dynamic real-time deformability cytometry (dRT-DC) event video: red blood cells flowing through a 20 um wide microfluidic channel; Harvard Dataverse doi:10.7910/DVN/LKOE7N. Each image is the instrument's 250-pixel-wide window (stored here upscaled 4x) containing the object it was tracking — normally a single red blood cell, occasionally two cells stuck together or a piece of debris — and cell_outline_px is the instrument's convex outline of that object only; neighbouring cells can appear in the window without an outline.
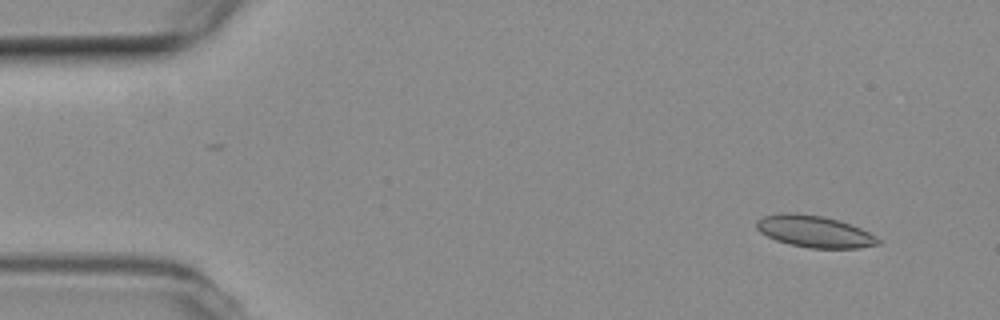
{"species": "common noctule bat (a hibernating species)", "species_latin": "Nyctalus noctula", "temperature_condition": "room temperature", "stored_images_in_passage": 54, "camera_frame_rate_fps": 3000, "um_per_image_px": 0.085, "animal": {"sex": "female", "body_mass_g": 19.3, "forearm_length_mm": 54.1}, "frame": {"image": 1, "passage_image": 5, "time_ms": 1.333, "image_size_px": [1000, 320], "cell_outline_px": [[880, 244], [860, 248], [808, 248], [788, 244], [776, 240], [760, 232], [756, 228], [756, 220], [764, 216], [780, 212], [796, 212], [824, 216], [840, 220], [860, 228], [876, 236], [880, 240]], "centroid_in_image_um": [69.21, 19.66], "position_along_channel_um": 15.8, "area_um2": 22.77}}
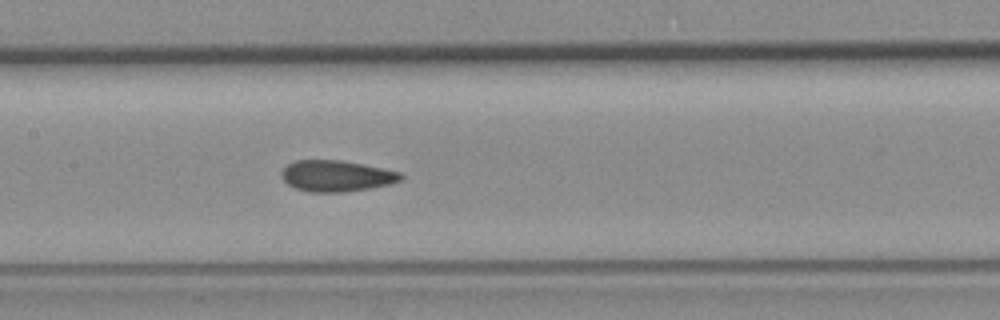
{"frame": {"image": 2, "passage_image": 26, "time_ms": 8.333, "image_size_px": [1000, 320], "cell_outline_px": [[404, 176], [400, 180], [392, 184], [372, 188], [344, 192], [308, 192], [296, 188], [288, 184], [280, 176], [280, 172], [288, 164], [296, 160], [340, 160], [384, 168], [400, 172]], "centroid_in_image_um": [28.61, 14.96], "position_along_channel_um": 178.8, "area_um2": 21.79}}
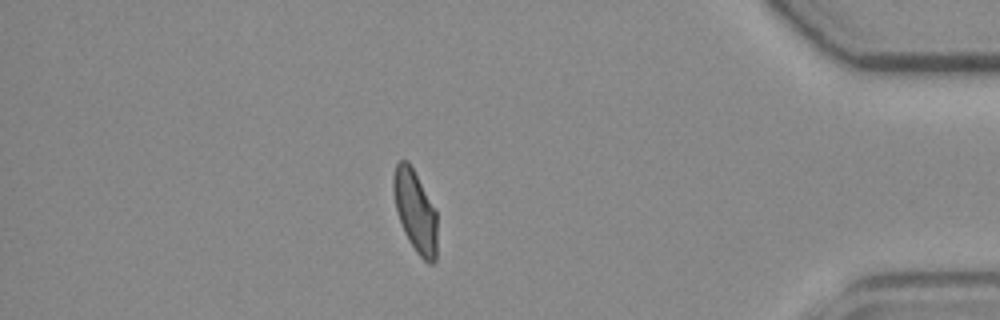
{"frame": {"image": 3, "passage_image": 47, "time_ms": 15.333, "image_size_px": [1000, 320], "cell_outline_px": [[436, 260], [432, 264], [428, 264], [416, 252], [408, 240], [404, 232], [396, 208], [392, 188], [392, 176], [396, 164], [400, 160], [408, 160], [436, 212]], "centroid_in_image_um": [35.27, 17.96], "position_along_channel_um": 399.9, "area_um2": 20.58}, "authors_computed_cell_mechanics": {"area_um2": 21.7906, "velocity_mm_per_s": 3.7769, "shape_relaxation_time_tau1_ms": 10.5706, "shape_relaxation_time_tau2_ms": 1.3679, "deformation_change_tau1": 0.1989, "deformation_change_tau2": 0.076}}